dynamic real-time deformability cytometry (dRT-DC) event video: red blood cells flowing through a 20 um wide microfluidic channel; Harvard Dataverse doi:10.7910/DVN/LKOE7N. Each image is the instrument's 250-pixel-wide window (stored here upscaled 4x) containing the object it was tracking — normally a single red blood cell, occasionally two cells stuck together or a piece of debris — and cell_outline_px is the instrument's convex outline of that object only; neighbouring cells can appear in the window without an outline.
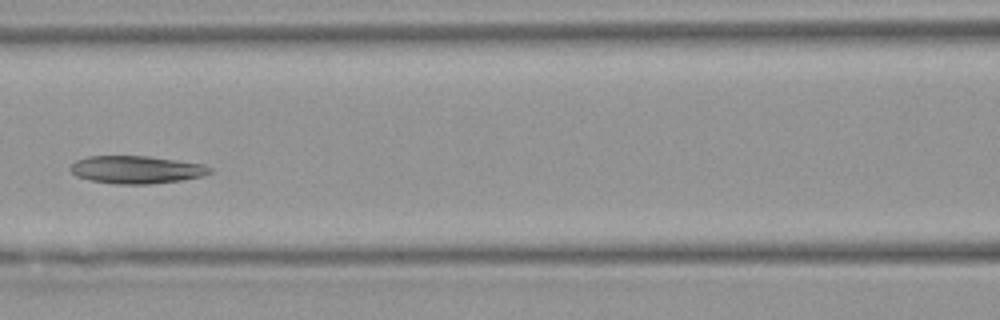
{"species": "Egyptian fruit bat (a non-hibernating species)", "species_latin": "Rousettus aegyptiacus", "temperature_condition": "warm", "stored_images_in_passage": 4, "camera_frame_rate_fps": 3000, "um_per_image_px": 0.085, "animal": {"sex": "female"}, "frame": {"image": 1, "passage_image": 4, "time_ms": 3.667, "image_size_px": [1000, 320], "cell_outline_px": [[212, 172], [200, 176], [180, 180], [148, 184], [116, 184], [92, 180], [76, 176], [72, 172], [72, 164], [76, 160], [88, 156], [148, 156], [204, 164], [212, 168]], "centroid_in_image_um": [11.6, 14.41], "position_along_channel_um": 155.0, "area_um2": 22.25}}